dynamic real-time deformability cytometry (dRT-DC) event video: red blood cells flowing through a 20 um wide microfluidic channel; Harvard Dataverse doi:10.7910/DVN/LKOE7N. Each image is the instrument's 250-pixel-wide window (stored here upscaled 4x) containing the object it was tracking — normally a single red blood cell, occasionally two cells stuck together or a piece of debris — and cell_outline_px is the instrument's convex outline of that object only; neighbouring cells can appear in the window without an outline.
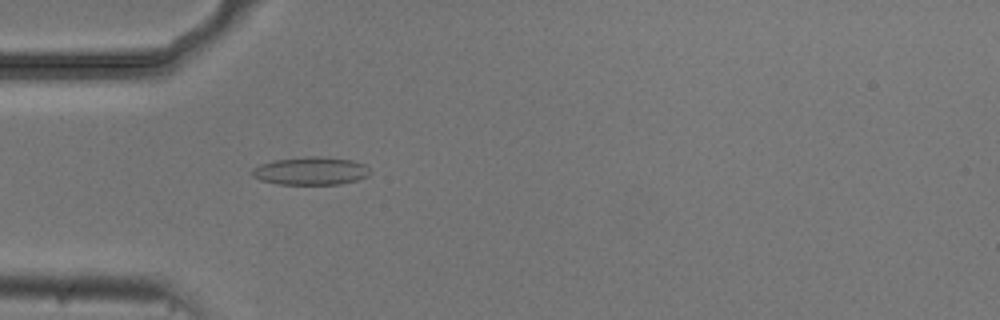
{"species": "common noctule bat (a hibernating species)", "species_latin": "Nyctalus noctula", "temperature_condition": "cold", "stored_images_in_passage": 54, "camera_frame_rate_fps": 3000, "um_per_image_px": 0.085, "animal": {"sex": "male", "body_mass_g": 20.5, "forearm_length_mm": 52.5}, "frame": {"image": 1, "passage_image": 16, "time_ms": 5.0, "image_size_px": [1000, 320], "cell_outline_px": [[372, 172], [368, 176], [356, 180], [340, 184], [280, 184], [260, 180], [252, 176], [252, 168], [260, 164], [276, 160], [304, 156], [320, 156], [352, 160], [364, 164]], "centroid_in_image_um": [26.42, 14.52], "position_along_channel_um": 58.6, "area_um2": 19.25}}
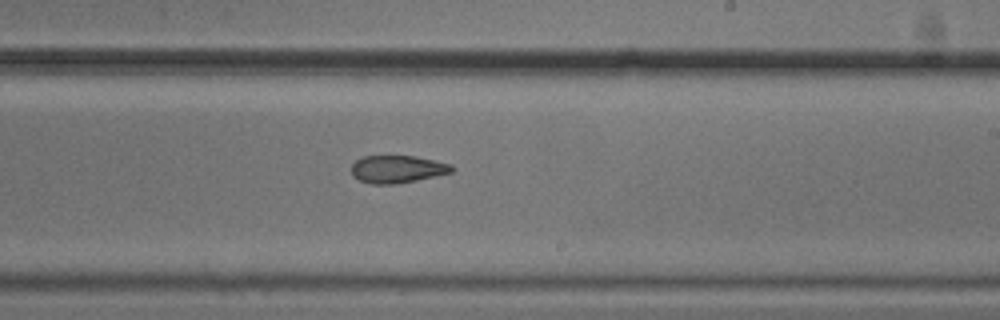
{"frame": {"image": 2, "passage_image": 32, "time_ms": 10.333, "image_size_px": [1000, 320], "cell_outline_px": [[456, 168], [452, 172], [416, 180], [396, 184], [372, 184], [360, 180], [352, 176], [352, 164], [356, 160], [364, 156], [416, 156], [452, 164]], "centroid_in_image_um": [33.79, 14.37], "position_along_channel_um": 255.2, "area_um2": 16.13}}
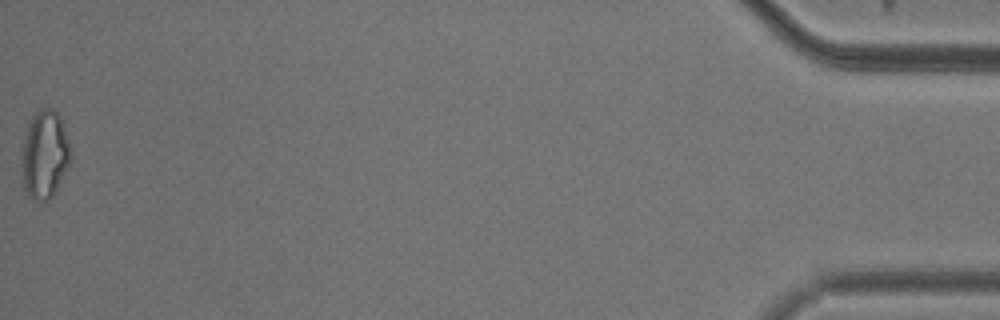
{"frame": {"image": 3, "passage_image": 54, "time_ms": 17.667, "image_size_px": [1000, 320], "cell_outline_px": [[68, 164], [52, 196], [44, 204], [32, 200], [24, 192], [20, 164], [20, 160], [24, 136], [28, 124], [32, 116], [40, 108], [52, 108], [60, 116], [68, 140]], "centroid_in_image_um": [3.71, 13.17], "position_along_channel_um": 431.5, "area_um2": 25.14}, "authors_computed_cell_mechanics": {"area_um2": 18.6116, "velocity_mm_per_s": 3.7319, "shape_relaxation_time_tau1_ms": 6.1599, "shape_relaxation_time_tau2_ms": 1.8774, "deformation_change_tau1": 0.1411, "deformation_change_tau2": 0.08}}